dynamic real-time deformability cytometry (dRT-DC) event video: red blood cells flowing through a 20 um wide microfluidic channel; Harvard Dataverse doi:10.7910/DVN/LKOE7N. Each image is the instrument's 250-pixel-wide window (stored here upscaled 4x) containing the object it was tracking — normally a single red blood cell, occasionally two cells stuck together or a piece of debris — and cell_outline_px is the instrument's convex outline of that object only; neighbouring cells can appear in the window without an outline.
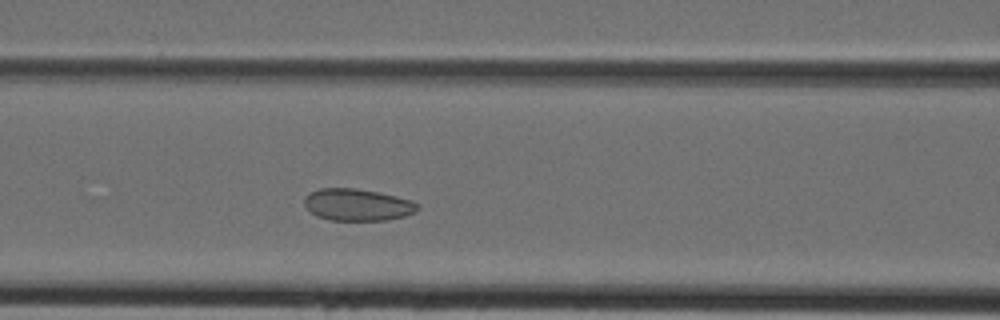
{"species": "Egyptian fruit bat (a non-hibernating species)", "species_latin": "Rousettus aegyptiacus", "temperature_condition": "cold", "stored_images_in_passage": 37, "camera_frame_rate_fps": 3000, "um_per_image_px": 0.085, "animal": {"sex": "female"}, "frame": {"image": 1, "passage_image": 12, "time_ms": 3.667, "image_size_px": [1000, 320], "cell_outline_px": [[420, 208], [416, 212], [404, 216], [388, 220], [328, 220], [316, 216], [304, 204], [304, 196], [308, 192], [320, 188], [356, 188], [380, 192], [412, 200], [420, 204]], "centroid_in_image_um": [30.4, 17.4], "position_along_channel_um": 136.2, "area_um2": 21.39}}
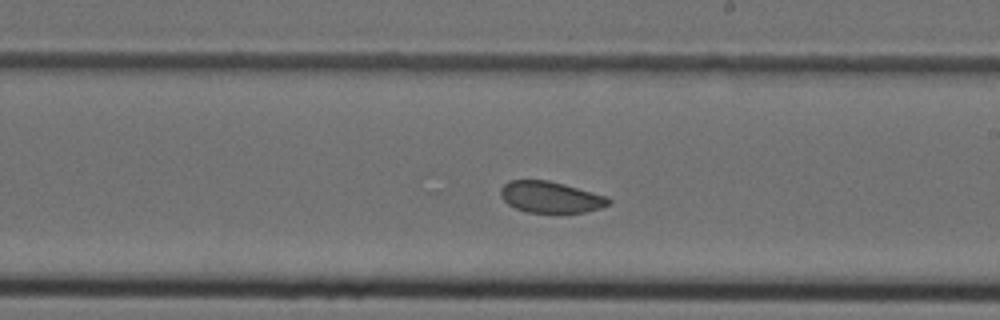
{"frame": {"image": 2, "passage_image": 19, "time_ms": 6.0, "image_size_px": [1000, 320], "cell_outline_px": [[612, 200], [608, 204], [600, 208], [584, 212], [528, 212], [516, 208], [508, 204], [500, 196], [500, 188], [508, 180], [548, 180], [564, 184], [608, 196]], "centroid_in_image_um": [46.79, 16.74], "position_along_channel_um": 242.2, "area_um2": 19.65}}
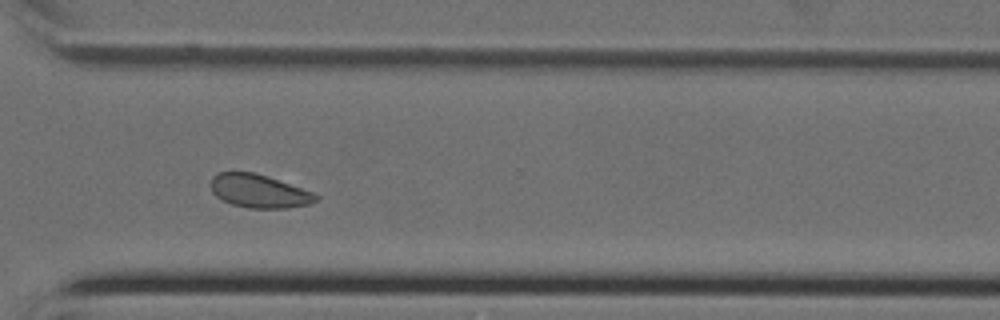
{"frame": {"image": 3, "passage_image": 26, "time_ms": 8.333, "image_size_px": [1000, 320], "cell_outline_px": [[320, 196], [312, 204], [288, 208], [248, 208], [232, 204], [216, 196], [212, 192], [212, 176], [216, 172], [256, 172], [268, 176], [312, 192]], "centroid_in_image_um": [22.03, 16.24], "position_along_channel_um": 348.6, "area_um2": 20.4}}